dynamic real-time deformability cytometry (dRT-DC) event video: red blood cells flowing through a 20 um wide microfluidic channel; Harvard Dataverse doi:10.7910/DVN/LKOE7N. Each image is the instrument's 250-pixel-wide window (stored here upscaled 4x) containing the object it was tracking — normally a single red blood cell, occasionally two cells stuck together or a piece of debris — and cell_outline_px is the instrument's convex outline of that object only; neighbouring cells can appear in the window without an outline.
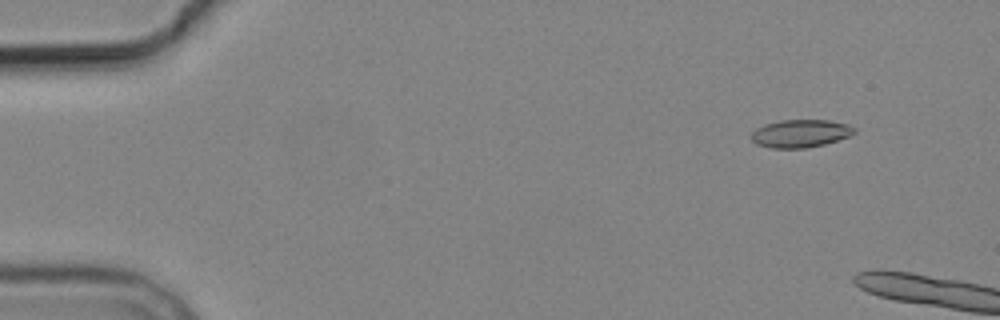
{"species": "common noctule bat (a hibernating species)", "species_latin": "Nyctalus noctula", "temperature_condition": "cold", "stored_images_in_passage": 3, "camera_frame_rate_fps": 3000, "um_per_image_px": 0.085, "animal": {"sex": "male", "body_mass_g": 19.2, "forearm_length_mm": 51.8}, "frame": {"image": 1, "passage_image": 2, "time_ms": 1.333, "image_size_px": [1000, 320], "cell_outline_px": [[856, 132], [848, 136], [824, 144], [804, 148], [772, 148], [756, 144], [752, 140], [752, 132], [756, 128], [764, 124], [780, 120], [828, 120], [848, 124], [856, 128]], "centroid_in_image_um": [68.03, 11.33], "position_along_channel_um": 17.0, "area_um2": 16.65}}